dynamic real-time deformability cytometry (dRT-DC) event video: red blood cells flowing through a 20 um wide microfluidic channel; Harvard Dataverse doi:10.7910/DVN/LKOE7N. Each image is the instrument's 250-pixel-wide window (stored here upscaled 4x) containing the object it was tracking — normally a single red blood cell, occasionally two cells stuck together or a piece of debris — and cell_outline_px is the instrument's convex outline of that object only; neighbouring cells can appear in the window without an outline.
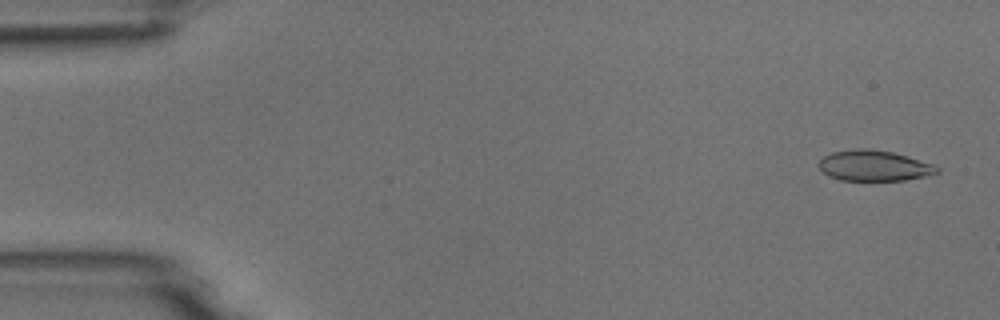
{"species": "common noctule bat (a hibernating species)", "species_latin": "Nyctalus noctula", "temperature_condition": "room temperature", "stored_images_in_passage": 7, "camera_frame_rate_fps": 3000, "um_per_image_px": 0.085, "animal": {"sex": "male", "body_mass_g": 18.8}, "frame": {"image": 1, "passage_image": 1, "time_ms": 0.0, "image_size_px": [1000, 320], "cell_outline_px": [[940, 172], [924, 176], [904, 180], [840, 180], [828, 176], [816, 164], [824, 156], [832, 152], [856, 148], [868, 148], [892, 152], [908, 156], [932, 164], [940, 168]], "centroid_in_image_um": [74.27, 14.07], "position_along_channel_um": 10.7, "area_um2": 21.1}}
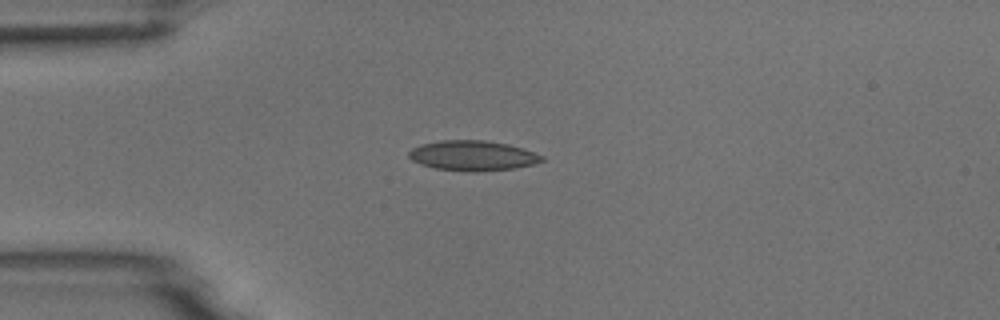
{"frame": {"image": 2, "passage_image": 4, "time_ms": 3.667, "image_size_px": [1000, 320], "cell_outline_px": [[544, 160], [532, 164], [516, 168], [476, 172], [472, 172], [436, 168], [420, 164], [412, 160], [408, 156], [408, 152], [412, 148], [420, 144], [440, 140], [484, 140], [508, 144], [544, 156]], "centroid_in_image_um": [40.14, 13.23], "position_along_channel_um": 44.9, "area_um2": 23.24}}